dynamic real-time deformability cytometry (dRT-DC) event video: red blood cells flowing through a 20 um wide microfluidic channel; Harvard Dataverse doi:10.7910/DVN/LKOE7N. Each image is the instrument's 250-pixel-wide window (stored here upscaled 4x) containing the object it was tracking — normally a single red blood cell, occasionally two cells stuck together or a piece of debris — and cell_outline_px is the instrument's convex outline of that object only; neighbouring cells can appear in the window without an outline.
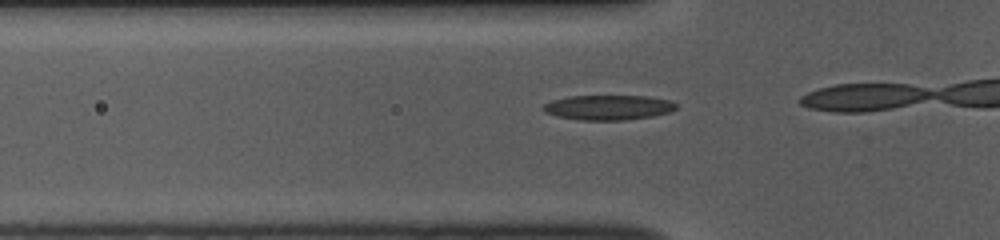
{"species": "common noctule bat (a hibernating species)", "species_latin": "Nyctalus noctula", "temperature_condition": "room temperature", "stored_images_in_passage": 16, "camera_frame_rate_fps": 3000, "um_per_image_px": 0.085, "animal": {"sex": "female", "body_mass_g": 10.0, "forearm_length_mm": 53.1}, "frame": {"image": 1, "passage_image": 12, "time_ms": 3.667, "image_size_px": [1000, 240], "cell_outline_px": [[676, 108], [668, 112], [652, 116], [624, 120], [580, 120], [556, 116], [544, 112], [540, 108], [544, 104], [552, 100], [568, 96], [648, 96], [672, 100], [676, 104]], "centroid_in_image_um": [51.67, 9.13], "position_along_channel_um": 74.1, "area_um2": 19.36}}
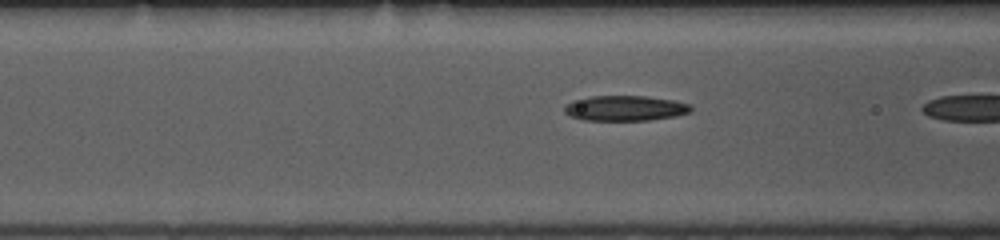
{"frame": {"image": 2, "passage_image": 15, "time_ms": 4.667, "image_size_px": [1000, 240], "cell_outline_px": [[692, 112], [676, 116], [648, 120], [584, 120], [572, 116], [564, 112], [564, 104], [572, 100], [592, 96], [644, 96], [672, 100], [688, 104], [692, 108]], "centroid_in_image_um": [53.11, 9.19], "position_along_channel_um": 113.5, "area_um2": 18.55}}